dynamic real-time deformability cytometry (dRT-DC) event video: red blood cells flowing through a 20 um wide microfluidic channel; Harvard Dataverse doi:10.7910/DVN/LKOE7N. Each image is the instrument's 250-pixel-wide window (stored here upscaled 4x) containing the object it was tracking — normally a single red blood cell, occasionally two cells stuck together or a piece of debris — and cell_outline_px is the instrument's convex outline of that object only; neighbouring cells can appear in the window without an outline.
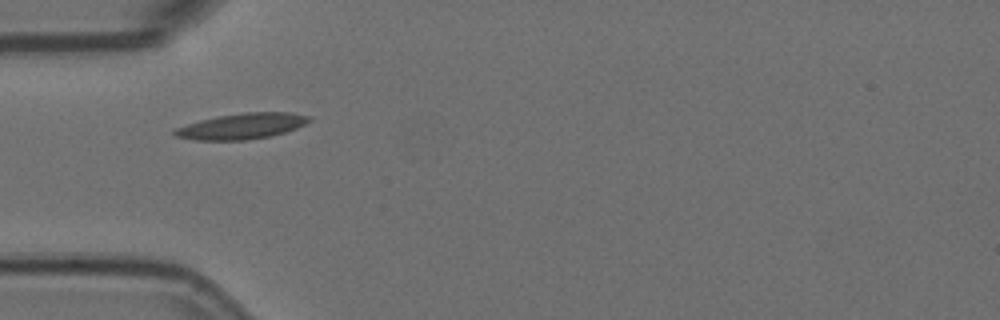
{"species": "Egyptian fruit bat (a non-hibernating species)", "species_latin": "Rousettus aegyptiacus", "temperature_condition": "room temperature", "stored_images_in_passage": 5, "camera_frame_rate_fps": 3000, "um_per_image_px": 0.085, "animal": {"sex": "female"}, "frame": {"image": 1, "passage_image": 1, "time_ms": 0.0, "image_size_px": [1000, 320], "cell_outline_px": [[312, 120], [296, 128], [284, 132], [268, 136], [244, 140], [196, 140], [176, 136], [172, 132], [176, 128], [200, 120], [216, 116], [244, 112], [292, 112], [312, 116]], "centroid_in_image_um": [20.59, 10.71], "position_along_channel_um": 64.4, "area_um2": 20.11}}